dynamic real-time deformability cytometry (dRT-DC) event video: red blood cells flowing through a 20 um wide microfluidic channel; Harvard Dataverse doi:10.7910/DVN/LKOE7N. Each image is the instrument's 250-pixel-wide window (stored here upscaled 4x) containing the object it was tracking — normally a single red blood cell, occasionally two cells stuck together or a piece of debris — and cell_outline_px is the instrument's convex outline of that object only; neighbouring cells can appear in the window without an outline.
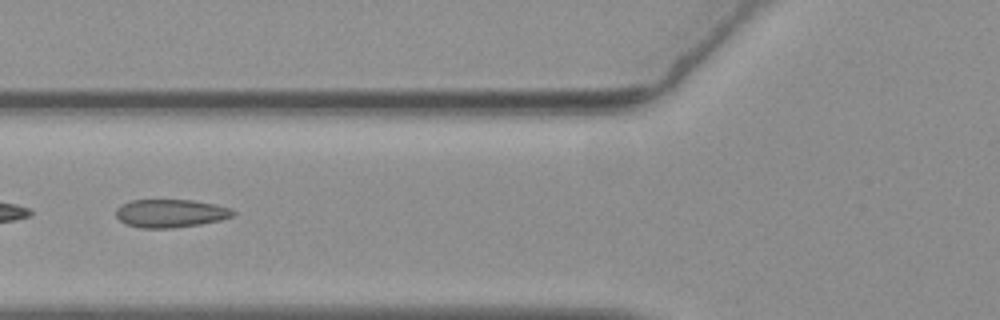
{"species": "common noctule bat (a hibernating species)", "species_latin": "Nyctalus noctula", "temperature_condition": "warm", "stored_images_in_passage": 47, "camera_frame_rate_fps": 3000, "um_per_image_px": 0.085, "animal": {"sex": "female", "body_mass_g": 19.3, "forearm_length_mm": 54.1}, "frame": {"image": 1, "passage_image": 21, "time_ms": 6.667, "image_size_px": [1000, 320], "cell_outline_px": [[236, 212], [232, 216], [220, 220], [200, 224], [176, 228], [140, 228], [124, 224], [116, 216], [116, 208], [120, 204], [132, 200], [192, 200], [232, 208]], "centroid_in_image_um": [14.46, 18.14], "position_along_channel_um": 111.3, "area_um2": 19.31}}
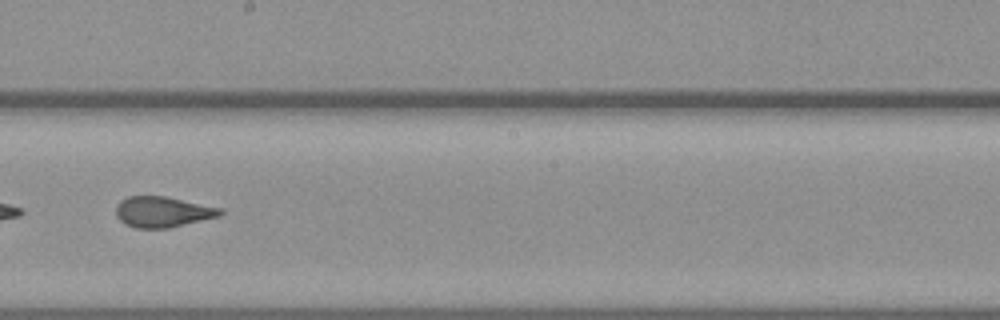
{"frame": {"image": 2, "passage_image": 31, "time_ms": 10.0, "image_size_px": [1000, 320], "cell_outline_px": [[224, 212], [220, 216], [168, 228], [136, 228], [124, 224], [116, 216], [116, 204], [120, 200], [128, 196], [164, 196], [220, 208]], "centroid_in_image_um": [13.78, 18.01], "position_along_channel_um": 234.4, "area_um2": 18.55}}
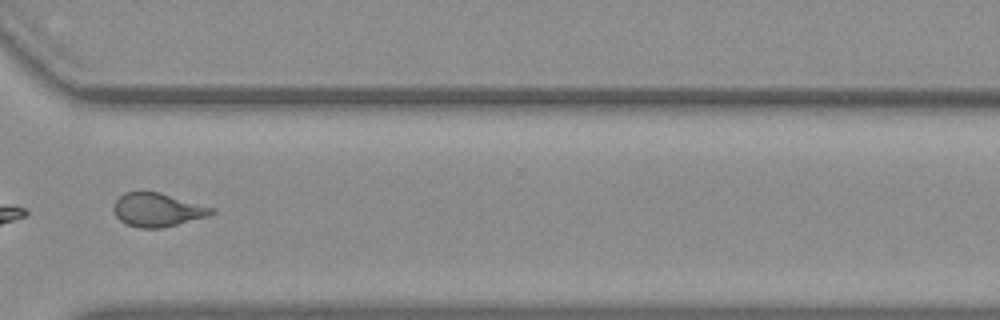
{"frame": {"image": 3, "passage_image": 41, "time_ms": 13.333, "image_size_px": [1000, 320], "cell_outline_px": [[216, 212], [208, 216], [160, 228], [140, 228], [124, 224], [116, 216], [112, 208], [116, 200], [124, 192], [160, 192], [216, 208]], "centroid_in_image_um": [13.38, 17.83], "position_along_channel_um": 357.2, "area_um2": 19.19}, "authors_computed_cell_mechanics": {"area_um2": 19.7098, "velocity_mm_per_s": 3.6869, "shape_relaxation_time_tau1_ms": 10.4589, "shape_relaxation_time_tau2_ms": 1.1549, "deformation_change_tau1": 0.2201, "deformation_change_tau2": 0.0866}}